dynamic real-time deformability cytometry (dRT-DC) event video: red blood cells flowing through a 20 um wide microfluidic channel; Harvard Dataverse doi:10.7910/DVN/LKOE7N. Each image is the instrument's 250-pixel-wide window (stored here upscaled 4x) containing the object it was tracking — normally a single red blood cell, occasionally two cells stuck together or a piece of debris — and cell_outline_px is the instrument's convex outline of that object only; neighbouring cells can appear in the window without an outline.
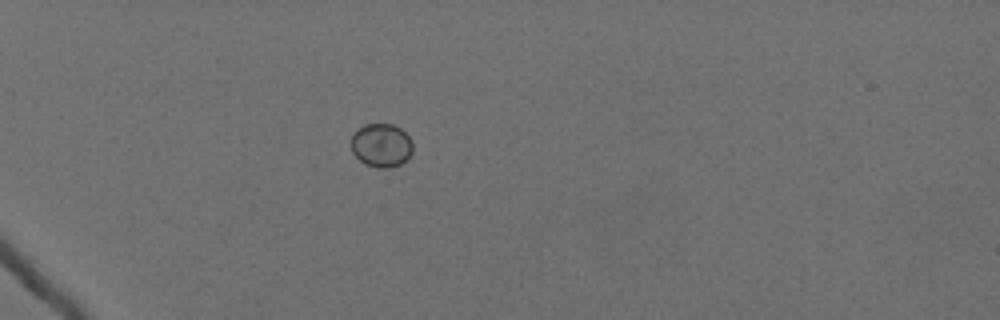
{"species": "Egyptian fruit bat (a non-hibernating species)", "species_latin": "Rousettus aegyptiacus", "temperature_condition": "cold", "stored_images_in_passage": 14, "camera_frame_rate_fps": 3000, "um_per_image_px": 0.085, "animal": {"sex": "female"}, "frame": {"image": 1, "passage_image": 10, "time_ms": 3.0, "image_size_px": [1000, 320], "cell_outline_px": [[412, 152], [400, 164], [388, 168], [376, 168], [364, 164], [352, 152], [352, 132], [356, 128], [364, 124], [392, 124], [400, 128], [412, 140]], "centroid_in_image_um": [32.38, 12.34], "position_along_channel_um": 52.6, "area_um2": 15.72}}